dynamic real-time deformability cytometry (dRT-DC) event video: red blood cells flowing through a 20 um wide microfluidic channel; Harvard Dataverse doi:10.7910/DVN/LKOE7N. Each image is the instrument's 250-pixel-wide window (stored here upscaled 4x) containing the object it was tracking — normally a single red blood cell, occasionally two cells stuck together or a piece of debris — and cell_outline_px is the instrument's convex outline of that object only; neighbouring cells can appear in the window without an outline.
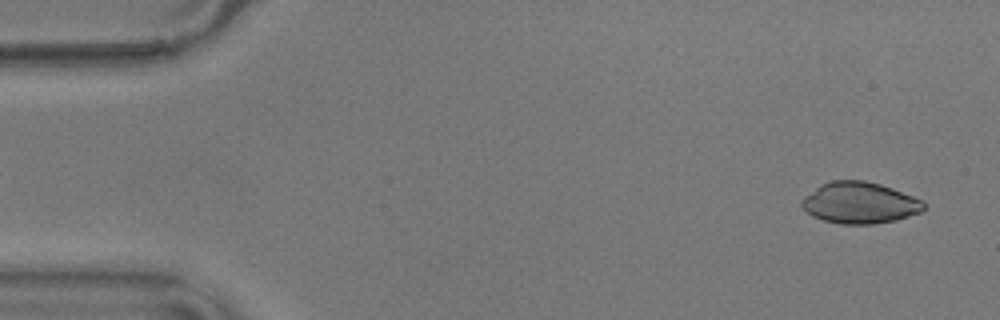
{"species": "common noctule bat (a hibernating species)", "species_latin": "Nyctalus noctula", "temperature_condition": "warm", "stored_images_in_passage": 14, "camera_frame_rate_fps": 3000, "um_per_image_px": 0.085, "animal": {"sex": "male", "body_mass_g": 17.9}, "frame": {"image": 1, "passage_image": 2, "time_ms": 0.333, "image_size_px": [1000, 320], "cell_outline_px": [[924, 208], [920, 212], [896, 220], [872, 224], [840, 224], [824, 220], [812, 216], [800, 204], [800, 200], [804, 196], [820, 184], [832, 180], [864, 180], [880, 184], [892, 188], [924, 200]], "centroid_in_image_um": [73.05, 17.23], "position_along_channel_um": 11.9, "area_um2": 29.48}}